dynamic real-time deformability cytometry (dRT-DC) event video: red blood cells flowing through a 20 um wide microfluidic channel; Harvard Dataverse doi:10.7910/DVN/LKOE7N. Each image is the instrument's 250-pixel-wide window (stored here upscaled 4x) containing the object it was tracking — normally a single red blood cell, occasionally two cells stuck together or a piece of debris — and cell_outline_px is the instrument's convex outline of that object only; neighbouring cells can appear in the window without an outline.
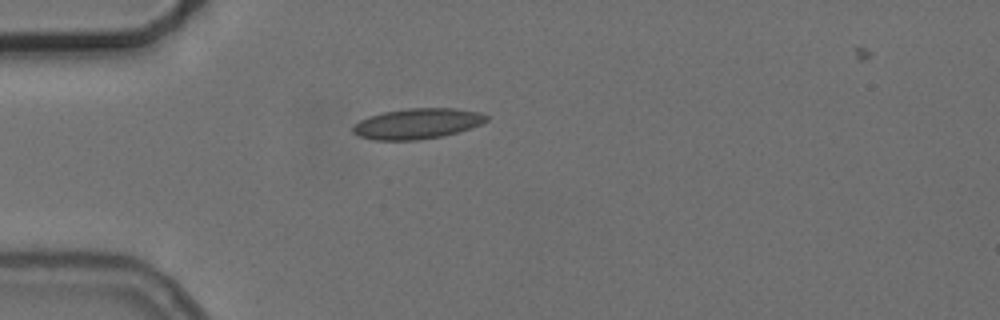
{"species": "common noctule bat (a hibernating species)", "species_latin": "Nyctalus noctula", "temperature_condition": "cold", "stored_images_in_passage": 2, "camera_frame_rate_fps": 3000, "um_per_image_px": 0.085, "animal": {"sex": "female", "body_mass_g": 24.6, "forearm_length_mm": 56.2}, "frame": {"image": 1, "passage_image": 1, "time_ms": 0.0, "image_size_px": [1000, 320], "cell_outline_px": [[488, 120], [472, 128], [444, 136], [416, 140], [372, 140], [360, 136], [352, 132], [352, 128], [360, 120], [368, 116], [384, 112], [408, 108], [456, 108], [480, 112], [488, 116]], "centroid_in_image_um": [35.49, 10.51], "position_along_channel_um": 49.5, "area_um2": 23.81}}